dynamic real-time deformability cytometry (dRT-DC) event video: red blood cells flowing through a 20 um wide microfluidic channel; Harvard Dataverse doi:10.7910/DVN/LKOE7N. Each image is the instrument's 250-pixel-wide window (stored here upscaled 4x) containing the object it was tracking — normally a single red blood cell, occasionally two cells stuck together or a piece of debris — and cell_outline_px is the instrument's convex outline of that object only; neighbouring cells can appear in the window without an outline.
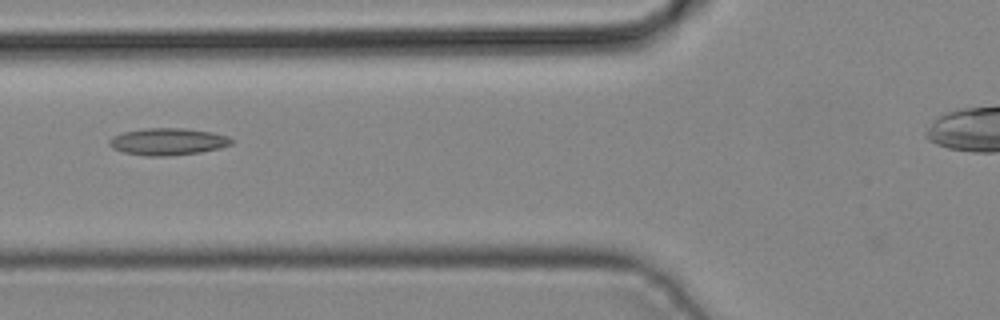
{"species": "common noctule bat (a hibernating species)", "species_latin": "Nyctalus noctula", "temperature_condition": "cold", "stored_images_in_passage": 2, "camera_frame_rate_fps": 3000, "um_per_image_px": 0.085, "animal": {"sex": "male", "body_mass_g": 19.2, "forearm_length_mm": 51.8}, "frame": {"image": 1, "passage_image": 2, "time_ms": 0.333, "image_size_px": [1000, 320], "cell_outline_px": [[236, 140], [232, 144], [220, 148], [200, 152], [164, 156], [148, 156], [124, 152], [112, 148], [108, 144], [108, 140], [112, 136], [124, 132], [148, 128], [184, 128], [212, 132], [228, 136]], "centroid_in_image_um": [14.29, 12.03], "position_along_channel_um": 111.5, "area_um2": 19.25}}